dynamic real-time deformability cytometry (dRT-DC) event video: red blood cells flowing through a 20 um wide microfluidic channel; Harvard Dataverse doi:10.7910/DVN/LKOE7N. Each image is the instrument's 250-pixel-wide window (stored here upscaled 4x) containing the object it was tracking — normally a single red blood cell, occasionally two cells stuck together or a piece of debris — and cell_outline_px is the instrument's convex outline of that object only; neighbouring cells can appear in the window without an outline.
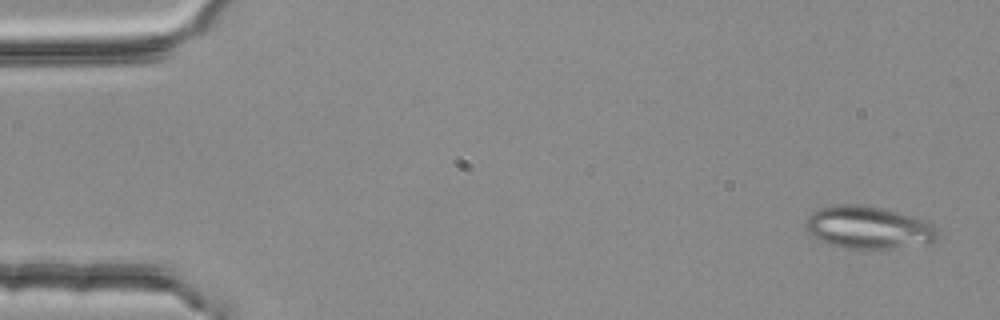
{"species": "common noctule bat (a hibernating species)", "species_latin": "Nyctalus noctula", "temperature_condition": "room temperature", "stored_images_in_passage": 4, "camera_frame_rate_fps": 3000, "um_per_image_px": 0.085, "animal": {"sex": "female", "body_mass_g": 25.1}, "frame": {"image": 1, "passage_image": 1, "time_ms": 0.0, "image_size_px": [1000, 320], "cell_outline_px": [[940, 236], [932, 244], [888, 248], [848, 248], [828, 244], [812, 236], [804, 228], [804, 224], [808, 216], [812, 212], [820, 208], [836, 204], [856, 204], [884, 208], [928, 220], [940, 232]], "centroid_in_image_um": [73.86, 19.33], "position_along_channel_um": 11.1, "area_um2": 33.18}}